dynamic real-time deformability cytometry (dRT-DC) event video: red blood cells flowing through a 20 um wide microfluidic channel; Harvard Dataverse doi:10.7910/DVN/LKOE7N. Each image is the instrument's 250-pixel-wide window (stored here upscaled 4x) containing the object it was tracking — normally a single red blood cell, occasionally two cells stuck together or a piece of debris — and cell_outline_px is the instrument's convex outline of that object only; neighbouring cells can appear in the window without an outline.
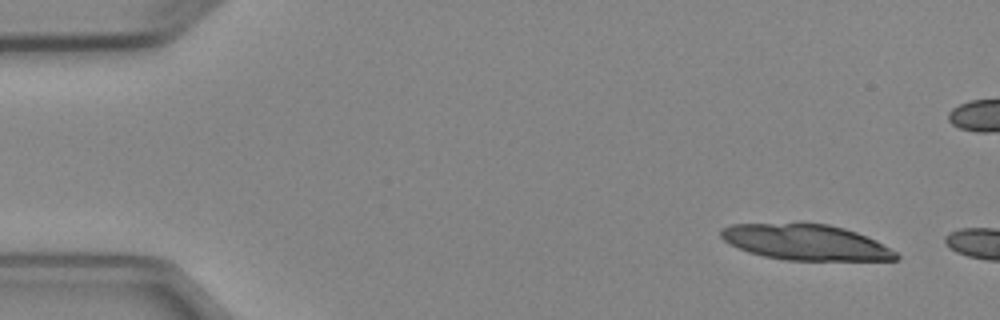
{"species": "Egyptian fruit bat (a non-hibernating species)", "species_latin": "Rousettus aegyptiacus", "temperature_condition": "cold", "stored_images_in_passage": 2, "camera_frame_rate_fps": 3000, "um_per_image_px": 0.085, "animal": {"sex": "female"}, "frame": {"image": 1, "passage_image": 1, "time_ms": 0.0, "image_size_px": [1000, 320], "cell_outline_px": [[900, 256], [896, 260], [784, 260], [764, 256], [748, 252], [724, 240], [720, 236], [720, 228], [732, 224], [828, 224], [844, 228], [856, 232], [876, 240], [896, 252]], "centroid_in_image_um": [68.5, 20.6], "position_along_channel_um": 16.5, "area_um2": 36.01}}